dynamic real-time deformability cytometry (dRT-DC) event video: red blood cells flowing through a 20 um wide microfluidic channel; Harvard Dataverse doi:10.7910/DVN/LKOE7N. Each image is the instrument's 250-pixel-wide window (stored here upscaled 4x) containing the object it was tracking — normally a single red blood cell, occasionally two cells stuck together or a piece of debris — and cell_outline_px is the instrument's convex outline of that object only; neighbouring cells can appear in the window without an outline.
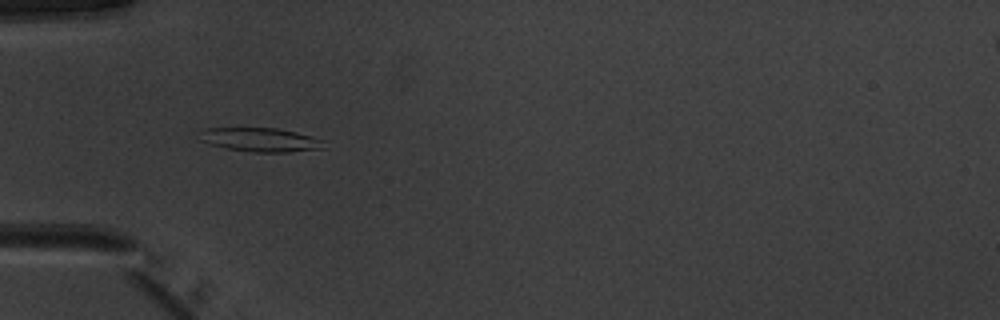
{"species": "common noctule bat (a hibernating species)", "species_latin": "Nyctalus noctula", "temperature_condition": "warm", "stored_images_in_passage": 52, "camera_frame_rate_fps": 3000, "um_per_image_px": 0.085, "animal": {"sex": "male", "body_mass_g": 20.1, "forearm_length_mm": 53.5}, "frame": {"image": 1, "passage_image": 17, "time_ms": 5.333, "image_size_px": [1000, 320], "cell_outline_px": [[324, 148], [288, 152], [252, 152], [224, 148], [208, 144], [200, 140], [196, 132], [204, 128], [276, 128], [296, 132], [312, 136], [324, 140]], "centroid_in_image_um": [22.07, 11.87], "position_along_channel_um": 62.9, "area_um2": 17.57}}
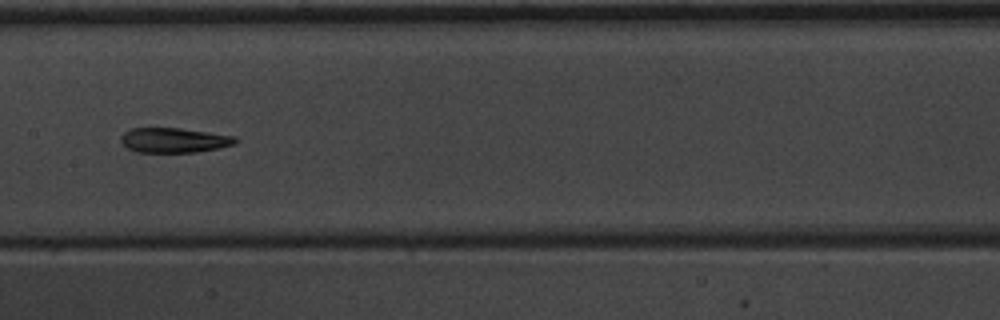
{"frame": {"image": 2, "passage_image": 27, "time_ms": 8.667, "image_size_px": [1000, 320], "cell_outline_px": [[240, 140], [236, 144], [220, 148], [196, 152], [136, 152], [128, 148], [120, 140], [120, 136], [124, 132], [132, 128], [180, 128], [236, 136]], "centroid_in_image_um": [14.84, 11.92], "position_along_channel_um": 192.6, "area_um2": 16.7}}
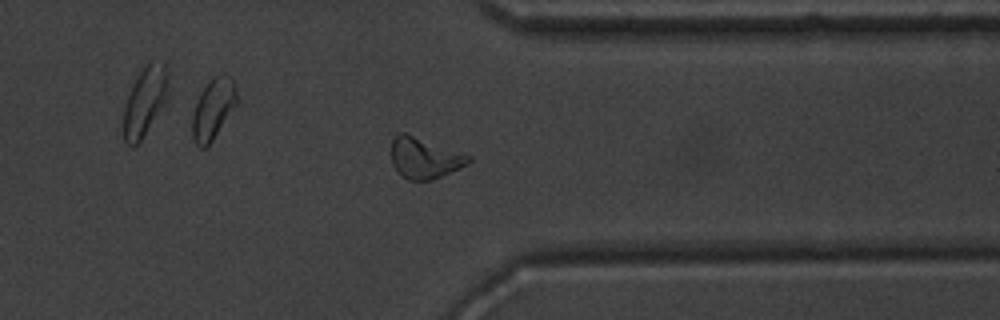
{"frame": {"image": 3, "passage_image": 41, "time_ms": 13.333, "image_size_px": [1000, 320], "cell_outline_px": [[472, 160], [468, 164], [432, 180], [408, 180], [392, 164], [392, 140], [400, 132], [404, 132], [472, 156]], "centroid_in_image_um": [36.1, 13.43], "position_along_channel_um": 375.3, "area_um2": 18.09}, "authors_computed_cell_mechanics": {"area_um2": 17.918, "velocity_mm_per_s": 3.9659, "shape_relaxation_time_tau1_ms": 3.5091, "shape_relaxation_time_tau2_ms": 3.0672, "deformation_change_tau1": 0.1511, "deformation_change_tau2": 0.1078}}